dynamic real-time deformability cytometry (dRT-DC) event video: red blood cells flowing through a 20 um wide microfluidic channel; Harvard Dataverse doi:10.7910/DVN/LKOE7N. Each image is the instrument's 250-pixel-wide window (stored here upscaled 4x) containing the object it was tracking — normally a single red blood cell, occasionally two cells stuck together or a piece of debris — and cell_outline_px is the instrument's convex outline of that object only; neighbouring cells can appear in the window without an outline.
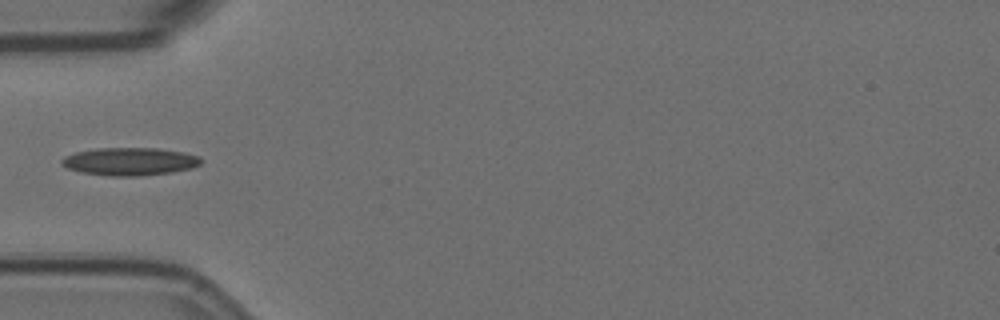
{"species": "Egyptian fruit bat (a non-hibernating species)", "species_latin": "Rousettus aegyptiacus", "temperature_condition": "room temperature", "stored_images_in_passage": 33, "camera_frame_rate_fps": 3000, "um_per_image_px": 0.085, "animal": {"sex": "female"}, "frame": {"image": 1, "passage_image": 1, "time_ms": 0.0, "image_size_px": [1000, 320], "cell_outline_px": [[204, 160], [200, 164], [192, 168], [172, 172], [140, 176], [108, 176], [80, 172], [68, 168], [60, 164], [60, 160], [64, 156], [76, 152], [100, 148], [156, 148], [184, 152], [200, 156]], "centroid_in_image_um": [11.05, 13.73], "position_along_channel_um": 74.0, "area_um2": 22.77}}
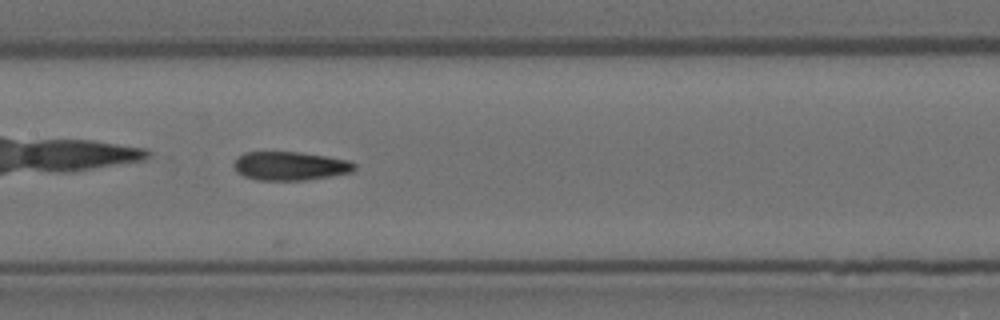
{"frame": {"image": 2, "passage_image": 10, "time_ms": 3.0, "image_size_px": [1000, 320], "cell_outline_px": [[356, 168], [352, 172], [304, 180], [256, 180], [244, 176], [236, 172], [232, 164], [236, 156], [244, 152], [300, 152], [328, 156], [348, 160], [356, 164]], "centroid_in_image_um": [24.61, 14.1], "position_along_channel_um": 182.8, "area_um2": 20.35}}
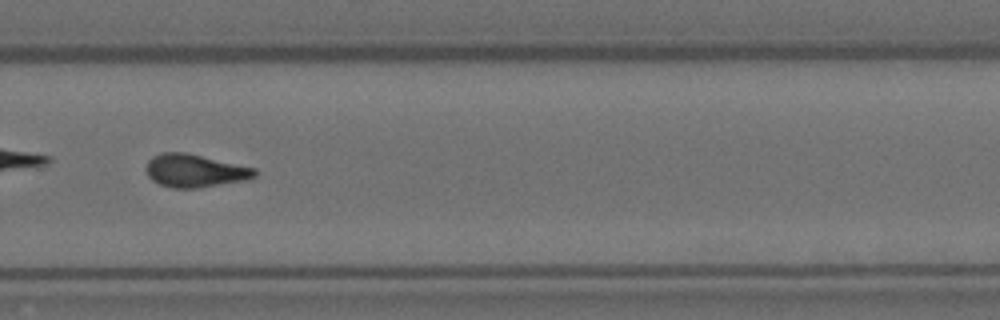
{"frame": {"image": 3, "passage_image": 21, "time_ms": 6.667, "image_size_px": [1000, 320], "cell_outline_px": [[256, 176], [248, 180], [196, 188], [172, 188], [160, 184], [152, 180], [148, 176], [144, 168], [148, 160], [152, 156], [160, 152], [184, 152], [256, 168]], "centroid_in_image_um": [16.53, 14.51], "position_along_channel_um": 313.3, "area_um2": 20.98}}